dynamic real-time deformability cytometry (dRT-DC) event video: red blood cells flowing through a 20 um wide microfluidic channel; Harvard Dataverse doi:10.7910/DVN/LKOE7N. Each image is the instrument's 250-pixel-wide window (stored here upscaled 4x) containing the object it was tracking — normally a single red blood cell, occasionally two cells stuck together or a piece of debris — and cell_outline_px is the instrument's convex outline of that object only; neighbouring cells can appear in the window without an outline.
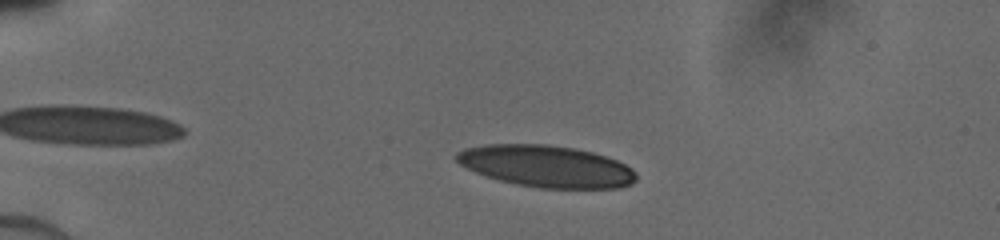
{"species": "human", "species_latin": "Homo sapiens", "temperature_condition": "cold", "stored_images_in_passage": 41, "camera_frame_rate_fps": 3000, "um_per_image_px": 0.085, "donor": {"sex": "male"}, "frame": {"image": 1, "passage_image": 9, "time_ms": 2.667, "image_size_px": [1000, 240], "cell_outline_px": [[636, 180], [632, 184], [620, 188], [540, 188], [516, 184], [500, 180], [476, 172], [460, 164], [456, 160], [456, 152], [464, 148], [484, 144], [548, 144], [576, 148], [592, 152], [616, 160], [632, 168], [636, 172]], "centroid_in_image_um": [46.45, 14.12], "position_along_channel_um": 38.5, "area_um2": 43.81}}
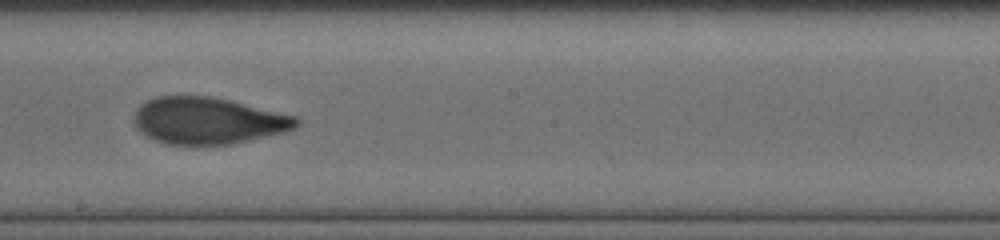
{"frame": {"image": 2, "passage_image": 27, "time_ms": 8.667, "image_size_px": [1000, 240], "cell_outline_px": [[300, 124], [296, 128], [284, 132], [232, 144], [164, 144], [152, 140], [140, 132], [132, 124], [132, 116], [136, 108], [144, 100], [156, 96], [212, 96], [296, 116], [300, 120]], "centroid_in_image_um": [17.61, 10.25], "position_along_channel_um": 230.6, "area_um2": 44.68}}
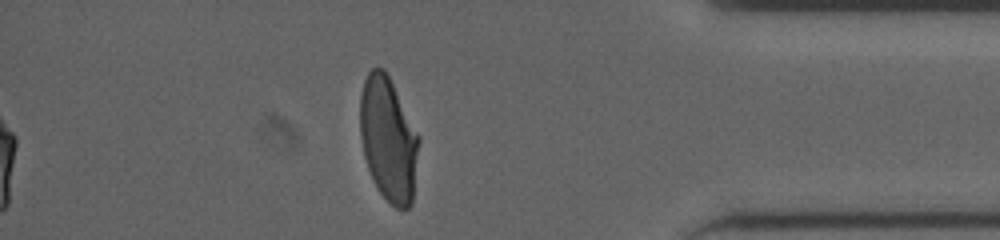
{"frame": {"image": 3, "passage_image": 41, "time_ms": 13.333, "image_size_px": [1000, 240], "cell_outline_px": [[420, 140], [412, 204], [408, 208], [396, 208], [380, 192], [372, 180], [364, 156], [360, 136], [360, 96], [364, 80], [368, 72], [372, 68], [384, 68], [420, 136]], "centroid_in_image_um": [33.01, 11.83], "position_along_channel_um": 402.2, "area_um2": 42.54}}